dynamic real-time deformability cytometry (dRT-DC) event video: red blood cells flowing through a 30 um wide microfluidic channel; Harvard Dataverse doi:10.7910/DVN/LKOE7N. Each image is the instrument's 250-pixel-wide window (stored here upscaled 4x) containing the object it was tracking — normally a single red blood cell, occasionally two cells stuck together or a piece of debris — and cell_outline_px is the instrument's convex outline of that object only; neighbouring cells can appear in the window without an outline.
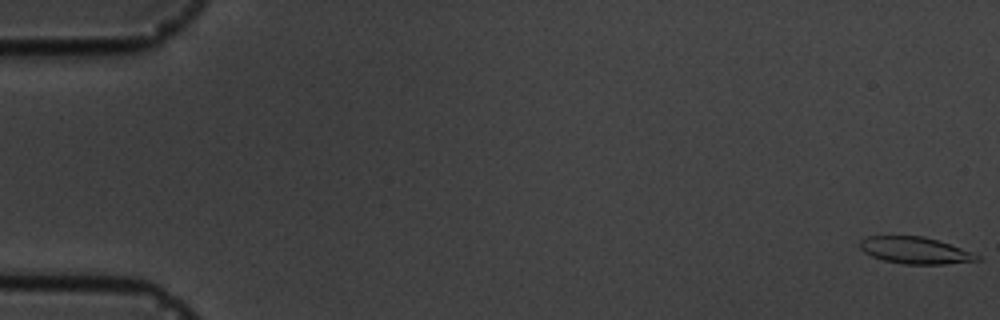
{"species": "common noctule bat (a hibernating species)", "species_latin": "Nyctalus noctula", "temperature_condition": "cold", "stored_images_in_passage": 7, "camera_frame_rate_fps": 3000, "um_per_image_px": 0.085, "animal": {"sex": "male", "body_mass_g": 19.5, "forearm_length_mm": 54.6}, "frame": {"image": 1, "passage_image": 1, "time_ms": 0.0, "image_size_px": [1000, 320], "cell_outline_px": [[980, 260], [944, 264], [904, 264], [884, 260], [872, 256], [864, 252], [860, 248], [860, 240], [868, 236], [924, 236], [960, 248], [980, 256]], "centroid_in_image_um": [77.75, 21.28], "position_along_channel_um": 7.3, "area_um2": 17.98}}
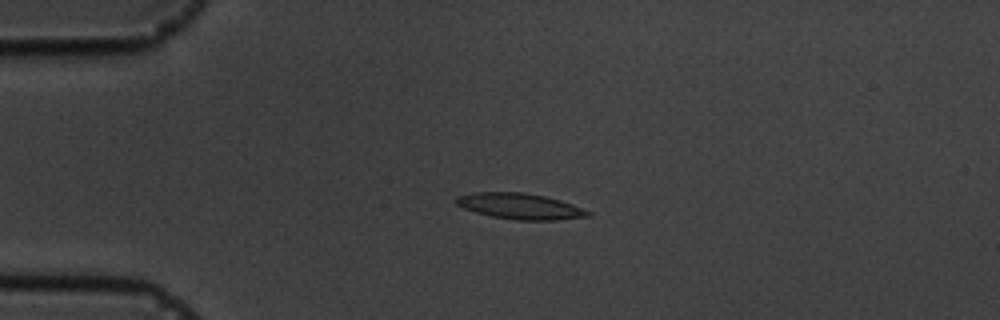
{"frame": {"image": 2, "passage_image": 5, "time_ms": 4.333, "image_size_px": [1000, 320], "cell_outline_px": [[592, 216], [556, 220], [516, 220], [492, 216], [476, 212], [464, 208], [456, 204], [456, 196], [476, 192], [524, 192], [544, 196], [560, 200], [572, 204], [592, 212]], "centroid_in_image_um": [44.23, 17.53], "position_along_channel_um": 40.8, "area_um2": 19.83}}
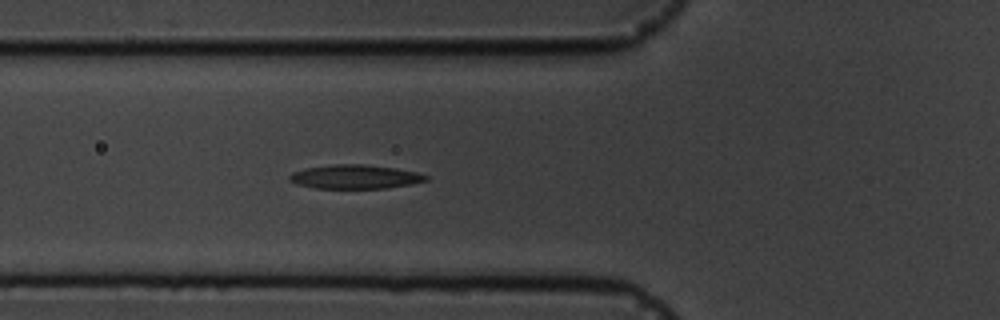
{"frame": {"image": 3, "passage_image": 7, "time_ms": 6.667, "image_size_px": [1000, 320], "cell_outline_px": [[428, 180], [412, 184], [388, 188], [316, 188], [296, 184], [288, 180], [288, 176], [292, 172], [304, 168], [332, 164], [364, 164], [396, 168], [416, 172], [428, 176]], "centroid_in_image_um": [30.15, 15.02], "position_along_channel_um": 95.6, "area_um2": 19.19}}